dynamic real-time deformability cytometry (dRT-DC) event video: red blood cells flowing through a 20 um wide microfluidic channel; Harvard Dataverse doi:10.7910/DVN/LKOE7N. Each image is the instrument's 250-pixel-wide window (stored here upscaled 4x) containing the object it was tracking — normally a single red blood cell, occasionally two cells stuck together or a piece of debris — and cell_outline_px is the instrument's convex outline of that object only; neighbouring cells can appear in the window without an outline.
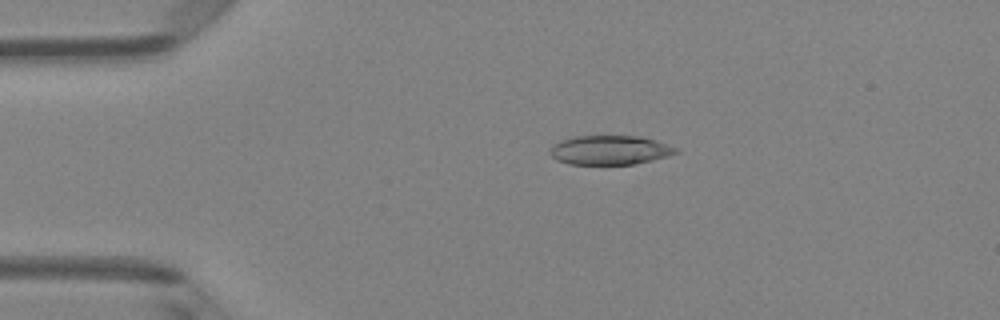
{"species": "Egyptian fruit bat (a non-hibernating species)", "species_latin": "Rousettus aegyptiacus", "temperature_condition": "room temperature", "stored_images_in_passage": 4, "camera_frame_rate_fps": 3000, "um_per_image_px": 0.085, "animal": {"sex": "female"}, "frame": {"image": 1, "passage_image": 3, "time_ms": 3.0, "image_size_px": [1000, 320], "cell_outline_px": [[680, 152], [668, 156], [652, 160], [632, 164], [568, 164], [556, 160], [552, 156], [552, 148], [560, 140], [572, 136], [640, 136], [656, 140], [676, 148]], "centroid_in_image_um": [51.86, 12.75], "position_along_channel_um": 33.1, "area_um2": 21.27}}